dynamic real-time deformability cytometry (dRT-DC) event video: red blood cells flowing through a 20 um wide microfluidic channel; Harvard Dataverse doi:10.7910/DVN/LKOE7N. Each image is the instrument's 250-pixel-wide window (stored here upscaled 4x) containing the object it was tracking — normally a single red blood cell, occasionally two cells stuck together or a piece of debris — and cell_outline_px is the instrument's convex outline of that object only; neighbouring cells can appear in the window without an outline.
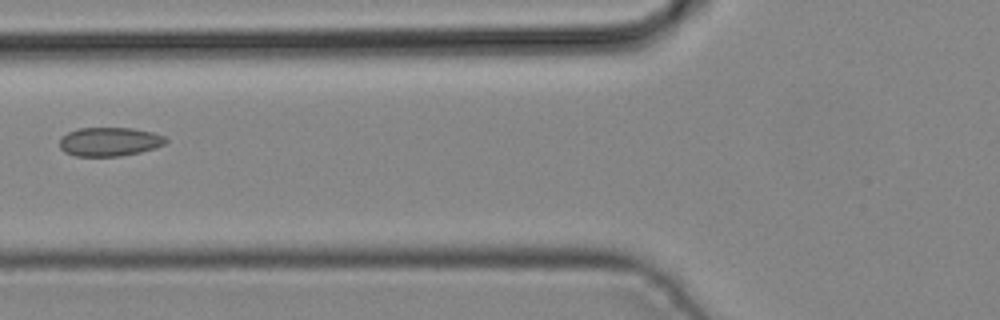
{"species": "common noctule bat (a hibernating species)", "species_latin": "Nyctalus noctula", "temperature_condition": "cold", "stored_images_in_passage": 4, "camera_frame_rate_fps": 3000, "um_per_image_px": 0.085, "animal": {"sex": "male", "body_mass_g": 19.2, "forearm_length_mm": 51.8}, "frame": {"image": 1, "passage_image": 4, "time_ms": 1.0, "image_size_px": [1000, 320], "cell_outline_px": [[168, 140], [164, 144], [156, 148], [140, 152], [120, 156], [76, 156], [64, 152], [60, 148], [60, 136], [68, 132], [80, 128], [132, 128], [152, 132], [164, 136]], "centroid_in_image_um": [9.3, 12.04], "position_along_channel_um": 116.5, "area_um2": 17.92}}